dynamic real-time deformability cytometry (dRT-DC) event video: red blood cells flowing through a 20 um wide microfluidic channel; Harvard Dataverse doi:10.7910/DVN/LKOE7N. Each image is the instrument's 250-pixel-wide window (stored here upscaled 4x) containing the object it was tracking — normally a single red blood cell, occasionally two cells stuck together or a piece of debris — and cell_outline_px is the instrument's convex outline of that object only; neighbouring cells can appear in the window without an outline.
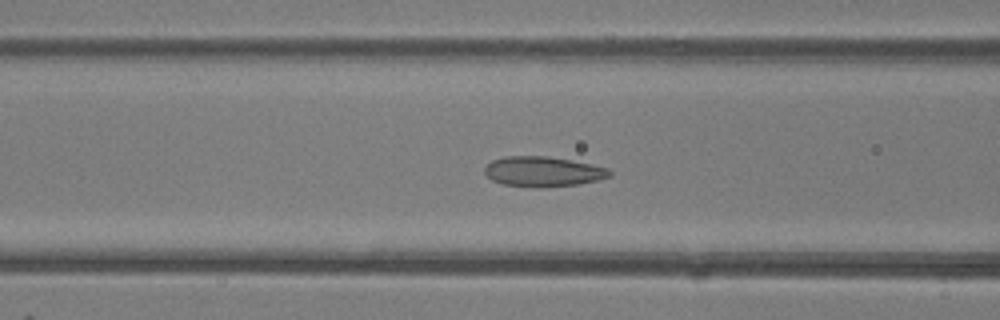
{"species": "common noctule bat (a hibernating species)", "species_latin": "Nyctalus noctula", "temperature_condition": "room temperature", "stored_images_in_passage": 47, "camera_frame_rate_fps": 3000, "um_per_image_px": 0.085, "animal": {"sex": "female"}, "frame": {"image": 1, "passage_image": 19, "time_ms": 6.0, "image_size_px": [1000, 320], "cell_outline_px": [[612, 176], [580, 184], [544, 188], [536, 188], [504, 184], [492, 180], [484, 172], [484, 168], [492, 160], [504, 156], [548, 156], [608, 168], [612, 172]], "centroid_in_image_um": [46.14, 14.59], "position_along_channel_um": 120.5, "area_um2": 21.91}}
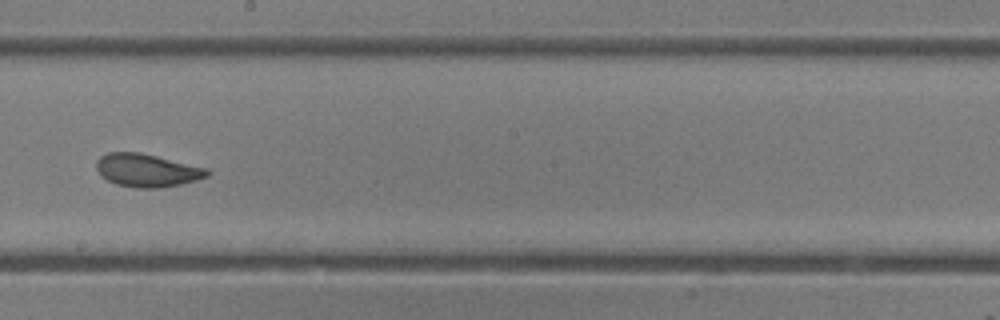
{"frame": {"image": 2, "passage_image": 27, "time_ms": 8.667, "image_size_px": [1000, 320], "cell_outline_px": [[212, 172], [208, 176], [196, 180], [180, 184], [160, 188], [136, 188], [116, 184], [100, 176], [96, 168], [96, 160], [100, 156], [108, 152], [140, 152], [208, 168]], "centroid_in_image_um": [12.49, 14.47], "position_along_channel_um": 235.7, "area_um2": 21.5}}
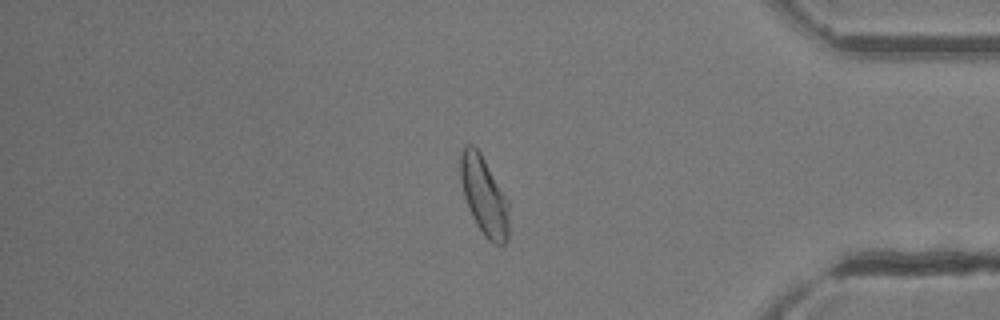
{"frame": {"image": 3, "passage_image": 40, "time_ms": 13.0, "image_size_px": [1000, 320], "cell_outline_px": [[508, 240], [504, 244], [492, 244], [488, 240], [476, 224], [468, 208], [464, 196], [460, 180], [460, 152], [464, 144], [472, 144], [480, 152], [508, 200]], "centroid_in_image_um": [41.13, 16.64], "position_along_channel_um": 394.1, "area_um2": 22.25}, "authors_computed_cell_mechanics": {"area_um2": 22.7732, "velocity_mm_per_s": 4.3351, "shape_relaxation_time_tau1_ms": 6.6994, "shape_relaxation_time_tau2_ms": 1.1607, "deformation_change_tau1": 0.1684, "deformation_change_tau2": 0.0757}}